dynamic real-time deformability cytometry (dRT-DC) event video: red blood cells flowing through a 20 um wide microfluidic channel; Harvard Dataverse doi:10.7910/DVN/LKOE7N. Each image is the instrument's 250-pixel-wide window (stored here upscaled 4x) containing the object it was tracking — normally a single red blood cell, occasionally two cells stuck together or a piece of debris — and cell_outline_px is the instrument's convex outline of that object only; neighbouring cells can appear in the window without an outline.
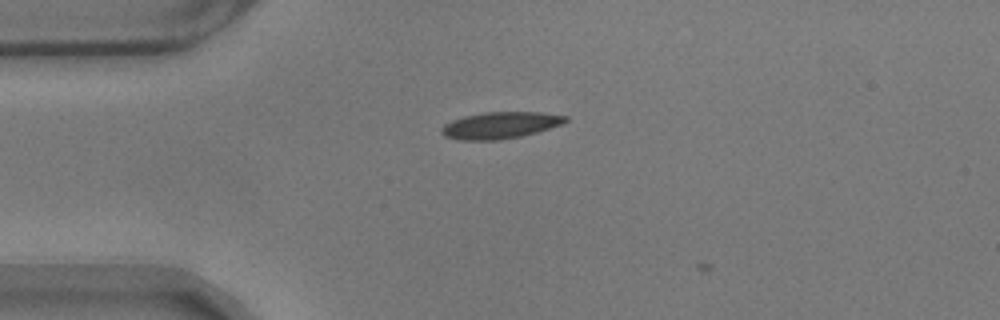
{"species": "common noctule bat (a hibernating species)", "species_latin": "Nyctalus noctula", "temperature_condition": "warm", "stored_images_in_passage": 4, "camera_frame_rate_fps": 3000, "um_per_image_px": 0.085, "animal": {"sex": "male", "body_mass_g": 17.9}, "frame": {"image": 1, "passage_image": 3, "time_ms": 0.667, "image_size_px": [1000, 320], "cell_outline_px": [[568, 120], [564, 124], [536, 132], [520, 136], [500, 140], [460, 140], [444, 136], [440, 132], [440, 128], [444, 124], [452, 120], [464, 116], [484, 112], [540, 112], [568, 116]], "centroid_in_image_um": [42.51, 10.64], "position_along_channel_um": 42.5, "area_um2": 19.36}}